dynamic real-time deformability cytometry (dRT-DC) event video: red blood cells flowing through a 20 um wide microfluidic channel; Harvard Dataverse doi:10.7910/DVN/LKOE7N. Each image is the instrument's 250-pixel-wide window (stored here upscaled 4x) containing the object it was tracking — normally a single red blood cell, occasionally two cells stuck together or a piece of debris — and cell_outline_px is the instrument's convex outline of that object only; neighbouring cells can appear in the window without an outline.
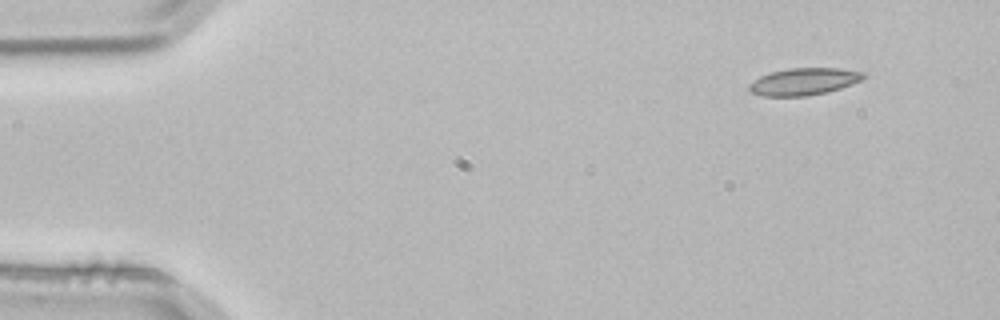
{"species": "common noctule bat (a hibernating species)", "species_latin": "Nyctalus noctula", "temperature_condition": "room temperature", "stored_images_in_passage": 3, "camera_frame_rate_fps": 3000, "um_per_image_px": 0.085, "animal": {"sex": "male", "body_mass_g": 21.5, "forearm_length_mm": 52.0}, "frame": {"image": 1, "passage_image": 1, "time_ms": 0.0, "image_size_px": [1000, 320], "cell_outline_px": [[868, 76], [864, 80], [840, 88], [808, 96], [764, 96], [752, 92], [748, 88], [748, 84], [760, 76], [772, 72], [788, 68], [836, 68], [864, 72]], "centroid_in_image_um": [68.36, 6.92], "position_along_channel_um": 16.6, "area_um2": 18.03}}
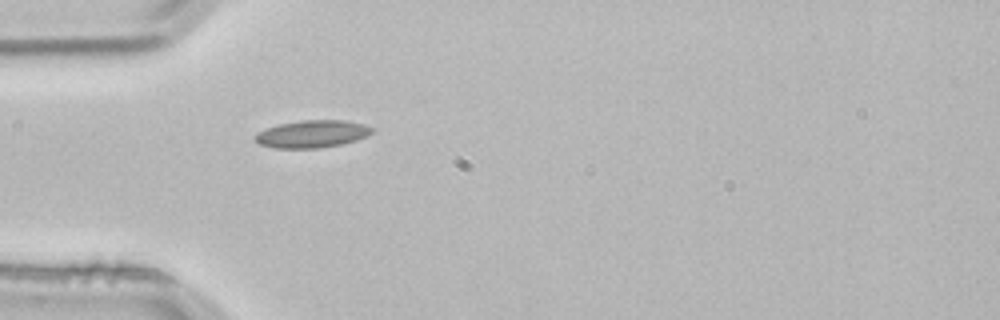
{"frame": {"image": 2, "passage_image": 3, "time_ms": 0.667, "image_size_px": [1000, 320], "cell_outline_px": [[372, 132], [356, 140], [340, 144], [320, 148], [276, 148], [260, 144], [252, 136], [256, 132], [280, 124], [300, 120], [344, 120], [364, 124], [372, 128]], "centroid_in_image_um": [26.49, 11.38], "position_along_channel_um": 58.5, "area_um2": 18.5}}